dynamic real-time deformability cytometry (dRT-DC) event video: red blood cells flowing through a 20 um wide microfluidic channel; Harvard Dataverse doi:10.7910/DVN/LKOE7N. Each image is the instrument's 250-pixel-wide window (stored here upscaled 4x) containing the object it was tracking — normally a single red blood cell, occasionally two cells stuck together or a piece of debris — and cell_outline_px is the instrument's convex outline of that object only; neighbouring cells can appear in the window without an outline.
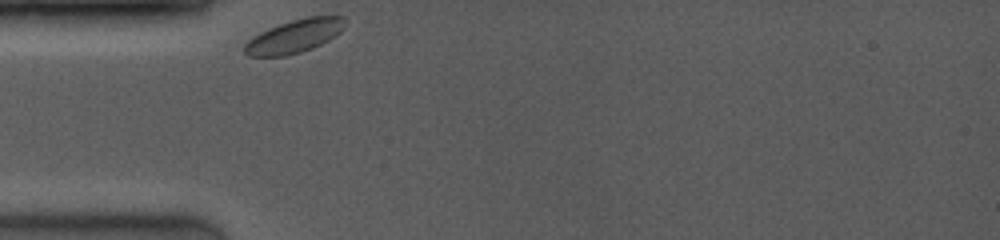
{"species": "common noctule bat (a hibernating species)", "species_latin": "Nyctalus noctula", "temperature_condition": "room temperature", "stored_images_in_passage": 2, "camera_frame_rate_fps": 4000, "um_per_image_px": 0.085, "animal": {"sex": "female", "body_mass_g": 19.0, "forearm_length_mm": 53.3}, "frame": {"image": 1, "passage_image": 1, "time_ms": 0.0, "image_size_px": [1000, 240], "cell_outline_px": [[348, 20], [344, 28], [340, 32], [328, 40], [312, 48], [300, 52], [284, 56], [248, 56], [244, 52], [244, 44], [252, 36], [268, 28], [292, 20], [308, 16], [344, 16]], "centroid_in_image_um": [25.04, 3.06], "position_along_channel_um": 60.0, "area_um2": 19.54}}